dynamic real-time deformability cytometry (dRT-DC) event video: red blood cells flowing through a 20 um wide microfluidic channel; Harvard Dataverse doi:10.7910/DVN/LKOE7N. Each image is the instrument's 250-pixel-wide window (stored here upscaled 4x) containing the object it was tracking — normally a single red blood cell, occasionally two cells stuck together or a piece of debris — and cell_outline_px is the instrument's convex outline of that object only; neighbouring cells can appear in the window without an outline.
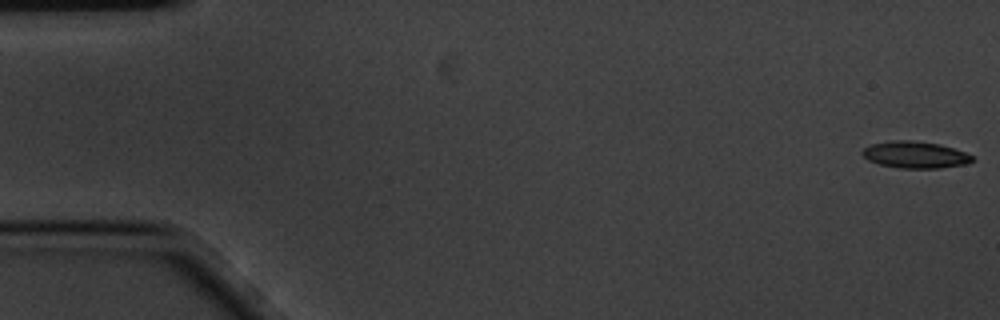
{"species": "common noctule bat (a hibernating species)", "species_latin": "Nyctalus noctula", "temperature_condition": "cold", "stored_images_in_passage": 7, "camera_frame_rate_fps": 3000, "um_per_image_px": 0.085, "animal": {"sex": "male", "body_mass_g": 20.1, "forearm_length_mm": 53.5}, "frame": {"image": 1, "passage_image": 1, "time_ms": 0.0, "image_size_px": [1000, 320], "cell_outline_px": [[976, 160], [968, 164], [940, 168], [900, 168], [880, 164], [868, 160], [860, 152], [868, 144], [892, 140], [912, 140], [940, 144], [964, 152], [972, 156]], "centroid_in_image_um": [77.78, 13.15], "position_along_channel_um": 7.2, "area_um2": 17.28}}
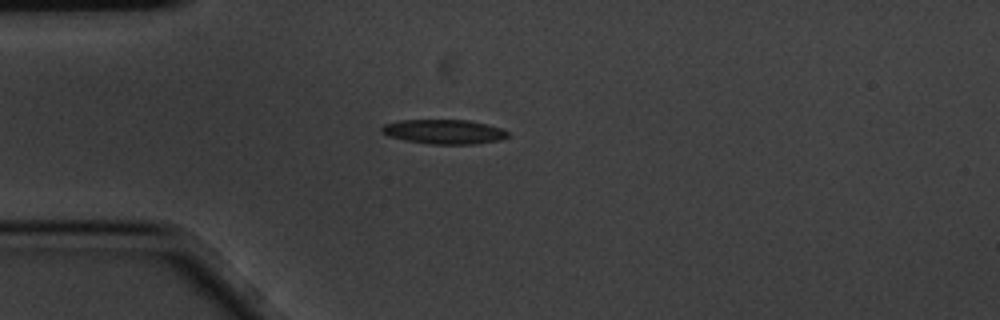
{"frame": {"image": 2, "passage_image": 5, "time_ms": 1.333, "image_size_px": [1000, 320], "cell_outline_px": [[508, 136], [500, 140], [472, 144], [432, 144], [404, 140], [388, 136], [380, 132], [380, 128], [384, 124], [400, 120], [468, 120], [488, 124], [500, 128], [508, 132]], "centroid_in_image_um": [37.71, 11.19], "position_along_channel_um": 47.3, "area_um2": 17.98}}
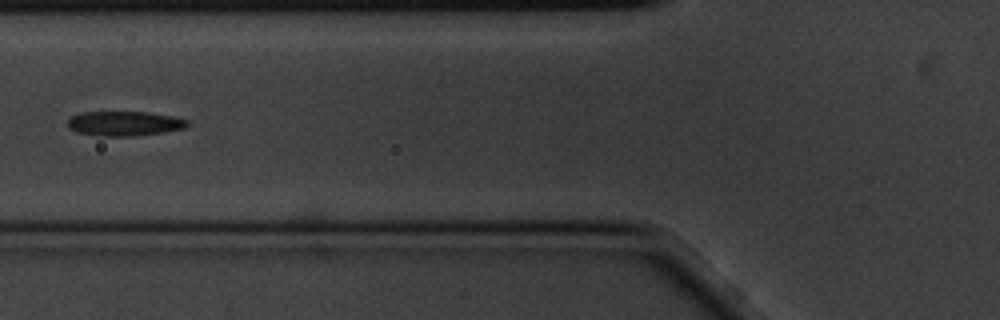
{"frame": {"image": 3, "passage_image": 7, "time_ms": 2.0, "image_size_px": [1000, 320], "cell_outline_px": [[188, 124], [184, 128], [164, 132], [136, 136], [100, 136], [80, 132], [68, 128], [68, 120], [72, 116], [80, 112], [148, 112], [172, 116], [188, 120]], "centroid_in_image_um": [10.58, 10.49], "position_along_channel_um": 115.2, "area_um2": 17.11}}